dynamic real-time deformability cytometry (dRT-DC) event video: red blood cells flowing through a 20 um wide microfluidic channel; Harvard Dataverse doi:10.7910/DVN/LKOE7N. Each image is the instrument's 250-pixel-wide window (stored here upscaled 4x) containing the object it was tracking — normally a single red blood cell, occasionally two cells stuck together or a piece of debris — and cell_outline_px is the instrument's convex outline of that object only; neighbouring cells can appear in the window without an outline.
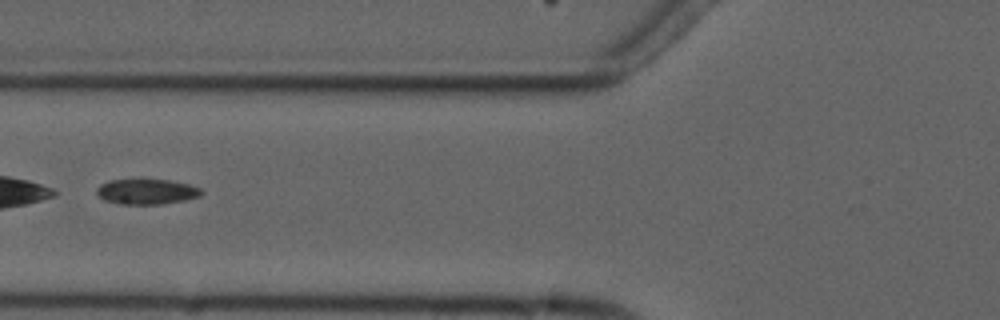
{"species": "common noctule bat (a hibernating species)", "species_latin": "Nyctalus noctula", "temperature_condition": "cold", "stored_images_in_passage": 14, "camera_frame_rate_fps": 3000, "um_per_image_px": 0.085, "animal": {"sex": "male", "forearm_length_mm": 52.5}, "frame": {"image": 1, "passage_image": 5, "time_ms": 6.667, "image_size_px": [1000, 320], "cell_outline_px": [[204, 192], [200, 196], [184, 200], [160, 204], [120, 204], [104, 200], [96, 192], [96, 188], [100, 184], [108, 180], [172, 180], [188, 184], [200, 188]], "centroid_in_image_um": [12.46, 16.29], "position_along_channel_um": 113.3, "area_um2": 15.37}}
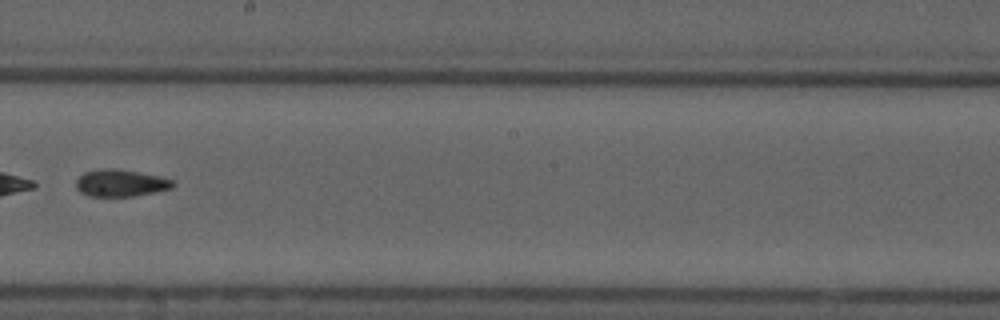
{"frame": {"image": 2, "passage_image": 8, "time_ms": 10.0, "image_size_px": [1000, 320], "cell_outline_px": [[176, 184], [172, 188], [156, 192], [132, 196], [88, 196], [80, 192], [76, 188], [76, 180], [84, 172], [100, 168], [116, 168], [160, 176], [172, 180]], "centroid_in_image_um": [10.24, 15.55], "position_along_channel_um": 238.0, "area_um2": 15.37}}
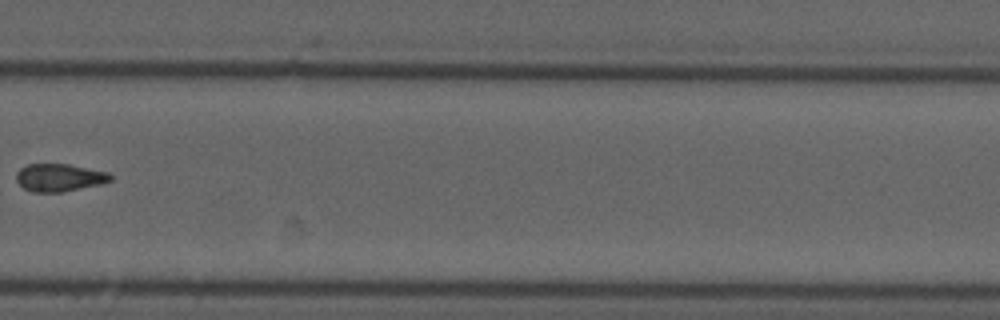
{"frame": {"image": 3, "passage_image": 10, "time_ms": 12.333, "image_size_px": [1000, 320], "cell_outline_px": [[112, 180], [100, 184], [60, 192], [32, 192], [24, 188], [16, 180], [16, 172], [20, 168], [28, 164], [68, 164], [108, 172], [112, 176]], "centroid_in_image_um": [5.02, 15.09], "position_along_channel_um": 324.8, "area_um2": 15.09}, "authors_computed_cell_mechanics": {"area_um2": 16.2418, "velocity_mm_per_s": 3.7459, "shape_relaxation_time_tau1_ms": 4.7208, "shape_relaxation_time_tau2_ms": 5.4893, "deformation_change_tau1": 0.0866, "deformation_change_tau2": 0.0987}}